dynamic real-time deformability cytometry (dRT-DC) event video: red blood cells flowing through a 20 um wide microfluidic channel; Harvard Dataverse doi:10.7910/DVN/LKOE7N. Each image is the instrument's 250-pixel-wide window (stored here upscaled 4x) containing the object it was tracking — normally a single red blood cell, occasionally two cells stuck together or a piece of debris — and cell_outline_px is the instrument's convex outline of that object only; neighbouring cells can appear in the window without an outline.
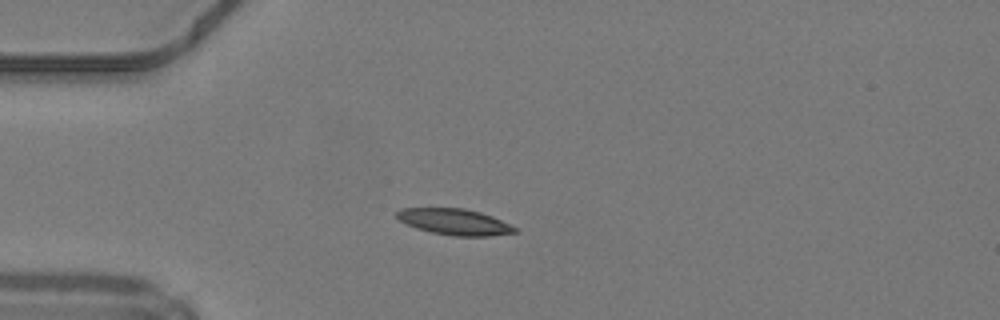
{"species": "common noctule bat (a hibernating species)", "species_latin": "Nyctalus noctula", "temperature_condition": "warm", "stored_images_in_passage": 46, "camera_frame_rate_fps": 3000, "um_per_image_px": 0.085, "animal": {"sex": "male", "body_mass_g": 19.2, "forearm_length_mm": 51.8}, "frame": {"image": 1, "passage_image": 14, "time_ms": 4.333, "image_size_px": [1000, 320], "cell_outline_px": [[516, 232], [488, 236], [456, 236], [432, 232], [416, 228], [400, 220], [396, 216], [396, 212], [400, 208], [464, 208], [480, 212], [492, 216], [516, 228]], "centroid_in_image_um": [38.61, 18.85], "position_along_channel_um": 46.4, "area_um2": 17.69}}
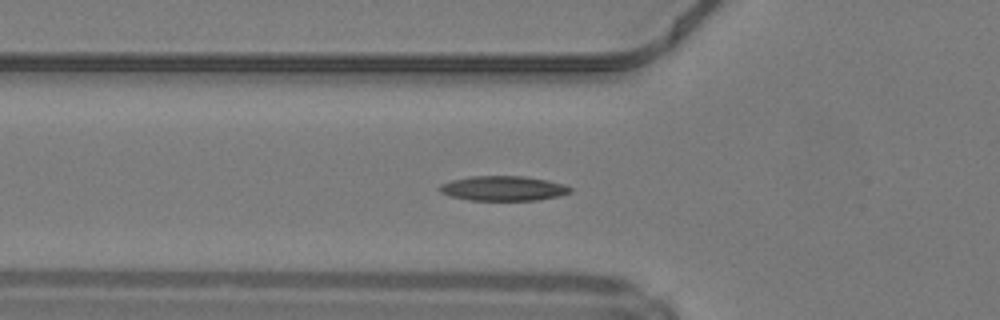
{"frame": {"image": 2, "passage_image": 18, "time_ms": 5.667, "image_size_px": [1000, 320], "cell_outline_px": [[572, 192], [560, 196], [536, 200], [468, 200], [452, 196], [440, 192], [436, 188], [440, 184], [452, 180], [472, 176], [524, 176], [548, 180], [564, 184], [572, 188]], "centroid_in_image_um": [42.78, 16.01], "position_along_channel_um": 83.0, "area_um2": 18.96}}
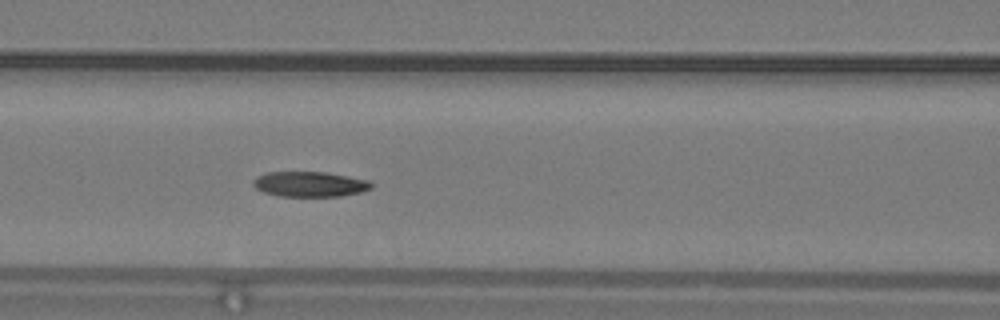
{"frame": {"image": 3, "passage_image": 22, "time_ms": 7.0, "image_size_px": [1000, 320], "cell_outline_px": [[372, 188], [360, 192], [340, 196], [280, 196], [264, 192], [256, 188], [252, 184], [252, 180], [268, 172], [324, 172], [348, 176], [368, 180], [372, 184]], "centroid_in_image_um": [26.33, 15.65], "position_along_channel_um": 140.3, "area_um2": 17.17}, "authors_computed_cell_mechanics": {"area_um2": 17.5134, "velocity_mm_per_s": 4.217, "shape_relaxation_time_tau1_ms": 8.3788, "shape_relaxation_time_tau2_ms": 4.9839, "deformation_change_tau1": 0.2152, "deformation_change_tau2": 0.1067}}